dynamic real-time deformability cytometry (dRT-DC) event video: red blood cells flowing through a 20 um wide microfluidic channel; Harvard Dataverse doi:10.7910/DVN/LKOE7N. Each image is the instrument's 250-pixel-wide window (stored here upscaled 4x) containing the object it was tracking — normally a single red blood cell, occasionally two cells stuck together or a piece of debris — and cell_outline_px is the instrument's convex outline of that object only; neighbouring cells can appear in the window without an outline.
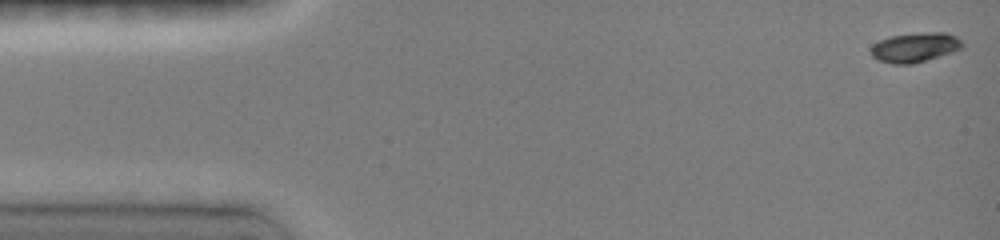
{"species": "common noctule bat (a hibernating species)", "species_latin": "Nyctalus noctula", "temperature_condition": "room temperature", "stored_images_in_passage": 23, "camera_frame_rate_fps": 3000, "um_per_image_px": 0.085, "animal": {"sex": "female", "body_mass_g": 19.0, "forearm_length_mm": 51.5}, "frame": {"image": 1, "passage_image": 1, "time_ms": 0.0, "image_size_px": [1000, 240], "cell_outline_px": [[964, 44], [960, 48], [912, 64], [892, 64], [876, 60], [872, 56], [872, 44], [888, 36], [920, 32], [944, 32], [956, 36]], "centroid_in_image_um": [77.71, 4.01], "position_along_channel_um": 7.3, "area_um2": 15.55}}
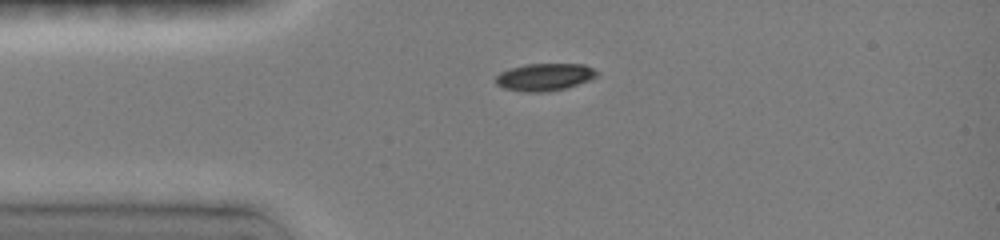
{"frame": {"image": 2, "passage_image": 11, "time_ms": 3.333, "image_size_px": [1000, 240], "cell_outline_px": [[596, 76], [588, 80], [564, 88], [544, 92], [528, 92], [504, 88], [496, 84], [496, 76], [500, 72], [512, 68], [528, 64], [584, 64], [592, 68], [596, 72]], "centroid_in_image_um": [46.25, 6.54], "position_along_channel_um": 38.7, "area_um2": 15.72}}